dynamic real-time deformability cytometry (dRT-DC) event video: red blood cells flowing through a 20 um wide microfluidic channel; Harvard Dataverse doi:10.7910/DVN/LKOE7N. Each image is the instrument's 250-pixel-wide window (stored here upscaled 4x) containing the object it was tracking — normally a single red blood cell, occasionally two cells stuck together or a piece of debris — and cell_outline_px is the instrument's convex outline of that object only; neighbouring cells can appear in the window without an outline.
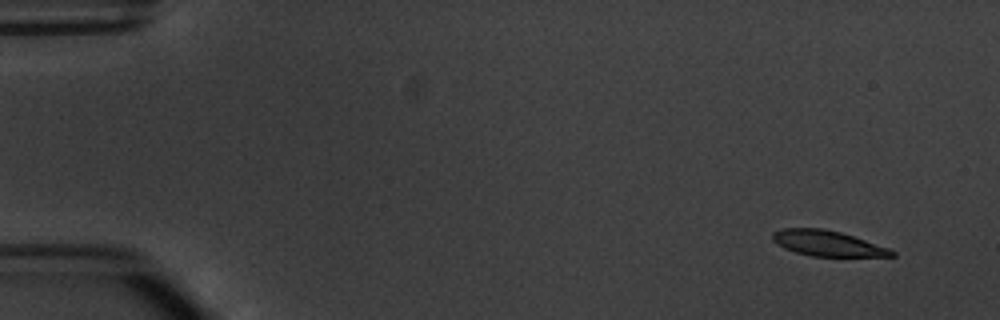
{"species": "common noctule bat (a hibernating species)", "species_latin": "Nyctalus noctula", "temperature_condition": "warm", "stored_images_in_passage": 5, "segment_of_instrument_passage": [2, 2], "camera_frame_rate_fps": 3000, "um_per_image_px": 0.085, "animal": {"sex": "male", "body_mass_g": 20.1, "forearm_length_mm": 53.5}, "frame": {"image": 1, "passage_image": 5, "time_ms": 5.667, "image_size_px": [1000, 320], "cell_outline_px": [[896, 256], [812, 256], [796, 252], [784, 248], [776, 244], [772, 240], [772, 232], [784, 228], [820, 228], [840, 232], [888, 248], [896, 252]], "centroid_in_image_um": [70.29, 20.68], "position_along_channel_um": 14.7, "area_um2": 17.46}}